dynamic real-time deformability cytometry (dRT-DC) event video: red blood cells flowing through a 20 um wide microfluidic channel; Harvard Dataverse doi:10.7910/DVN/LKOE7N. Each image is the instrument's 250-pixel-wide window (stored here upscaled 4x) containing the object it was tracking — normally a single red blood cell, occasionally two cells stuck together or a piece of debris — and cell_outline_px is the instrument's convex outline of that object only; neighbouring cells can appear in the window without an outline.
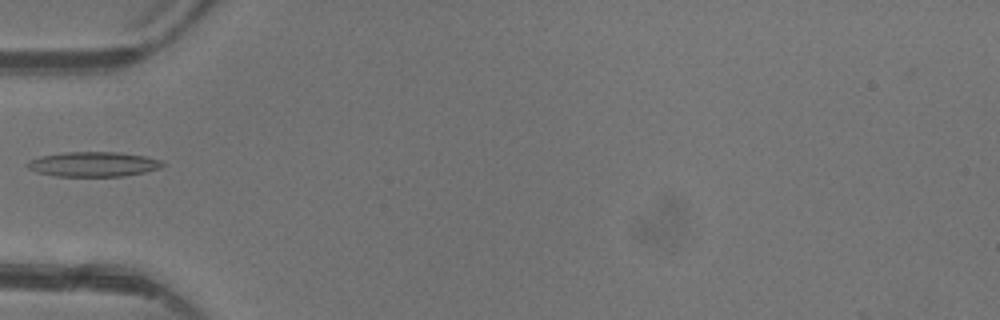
{"species": "common noctule bat (a hibernating species)", "species_latin": "Nyctalus noctula", "temperature_condition": "warm", "stored_images_in_passage": 2, "camera_frame_rate_fps": 3000, "um_per_image_px": 0.085, "animal": {"sex": "female"}, "frame": {"image": 1, "passage_image": 2, "time_ms": 1.333, "image_size_px": [1000, 320], "cell_outline_px": [[168, 164], [160, 168], [144, 172], [124, 176], [56, 176], [36, 172], [28, 168], [24, 164], [28, 160], [40, 156], [64, 152], [116, 152], [144, 156], [164, 160]], "centroid_in_image_um": [7.94, 13.95], "position_along_channel_um": 77.1, "area_um2": 19.77}}